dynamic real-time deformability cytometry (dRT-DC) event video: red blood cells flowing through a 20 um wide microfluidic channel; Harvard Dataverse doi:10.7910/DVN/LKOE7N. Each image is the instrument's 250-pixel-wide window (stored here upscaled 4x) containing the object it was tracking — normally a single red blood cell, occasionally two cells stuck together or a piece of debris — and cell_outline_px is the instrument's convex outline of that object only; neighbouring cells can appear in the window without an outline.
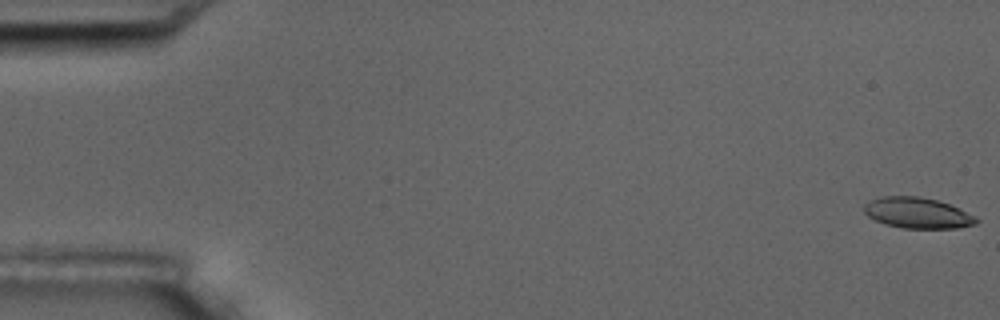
{"species": "common noctule bat (a hibernating species)", "species_latin": "Nyctalus noctula", "temperature_condition": "room temperature", "stored_images_in_passage": 5, "camera_frame_rate_fps": 3000, "um_per_image_px": 0.085, "animal": {"sex": "male", "body_mass_g": 17.5, "forearm_length_mm": 52.3}, "frame": {"image": 1, "passage_image": 1, "time_ms": 0.0, "image_size_px": [1000, 320], "cell_outline_px": [[980, 220], [976, 224], [956, 228], [904, 228], [884, 224], [868, 216], [864, 212], [864, 204], [880, 196], [920, 196], [936, 200], [948, 204], [976, 216]], "centroid_in_image_um": [77.98, 18.1], "position_along_channel_um": 7.0, "area_um2": 20.06}}
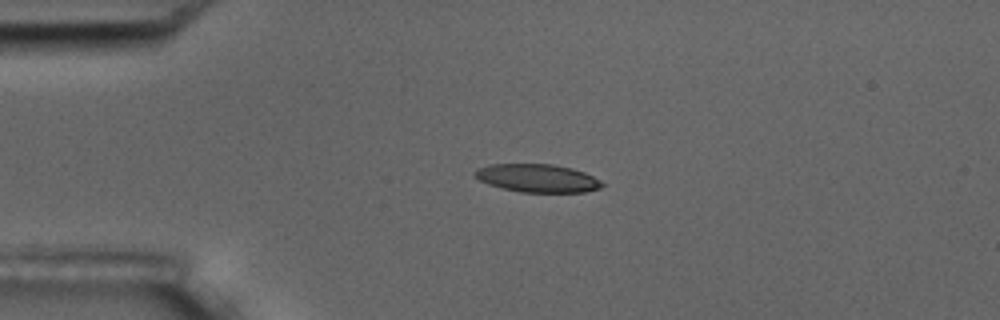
{"frame": {"image": 2, "passage_image": 4, "time_ms": 4.333, "image_size_px": [1000, 320], "cell_outline_px": [[604, 184], [600, 188], [584, 192], [520, 192], [488, 184], [472, 176], [472, 172], [476, 168], [488, 164], [552, 164], [572, 168], [584, 172], [600, 180]], "centroid_in_image_um": [45.63, 15.13], "position_along_channel_um": 39.4, "area_um2": 20.92}}